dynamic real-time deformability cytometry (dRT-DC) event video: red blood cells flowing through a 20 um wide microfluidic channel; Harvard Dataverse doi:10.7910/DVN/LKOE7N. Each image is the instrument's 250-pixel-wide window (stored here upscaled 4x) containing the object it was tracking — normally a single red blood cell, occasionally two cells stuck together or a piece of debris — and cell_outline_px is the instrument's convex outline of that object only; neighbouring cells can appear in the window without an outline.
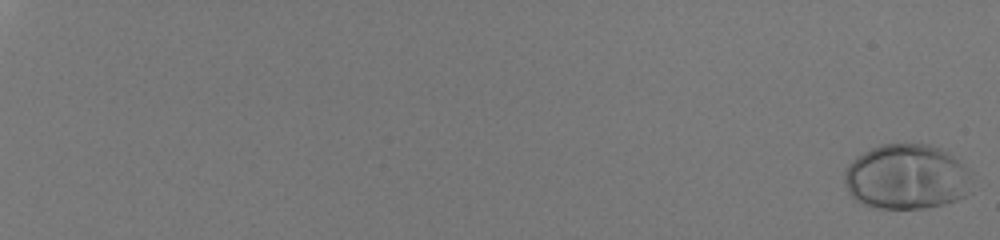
{"species": "human", "species_latin": "Homo sapiens", "temperature_condition": "room temperature", "stored_images_in_passage": 53, "camera_frame_rate_fps": 3000, "um_per_image_px": 0.085, "donor": {"sex": "male"}, "frame": {"image": 1, "passage_image": 1, "time_ms": 0.0, "image_size_px": [1000, 240], "cell_outline_px": [[972, 192], [956, 200], [944, 204], [924, 208], [876, 208], [864, 204], [856, 200], [848, 192], [844, 180], [844, 172], [848, 164], [856, 156], [880, 144], [928, 144], [940, 148], [948, 152], [968, 168]], "centroid_in_image_um": [77.06, 15.03], "position_along_channel_um": 7.9, "area_um2": 48.61}}
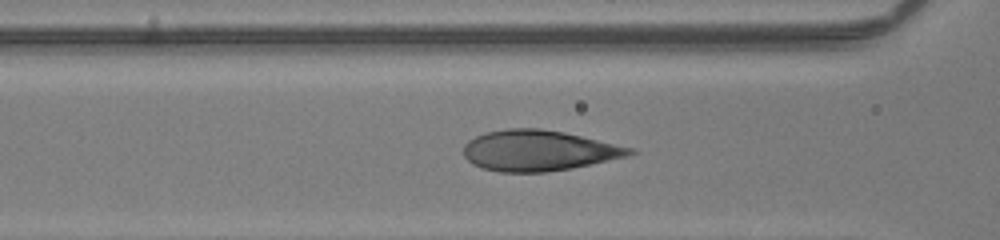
{"frame": {"image": 2, "passage_image": 31, "time_ms": 10.0, "image_size_px": [1000, 240], "cell_outline_px": [[636, 152], [628, 156], [572, 168], [544, 172], [500, 172], [484, 168], [472, 164], [464, 156], [464, 144], [468, 140], [484, 132], [508, 128], [540, 128], [564, 132], [636, 148]], "centroid_in_image_um": [45.79, 12.79], "position_along_channel_um": 120.8, "area_um2": 39.48}}
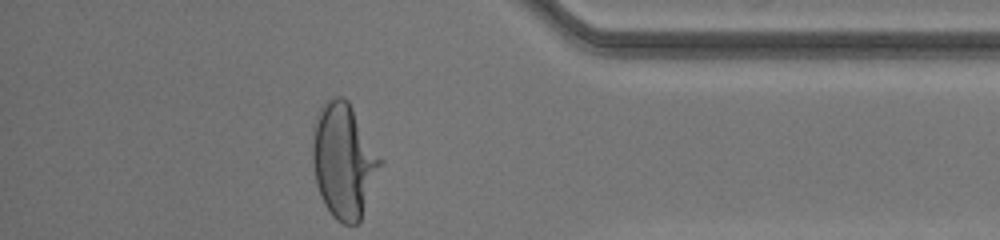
{"frame": {"image": 3, "passage_image": 53, "time_ms": 17.333, "image_size_px": [1000, 240], "cell_outline_px": [[384, 164], [360, 220], [356, 224], [344, 224], [336, 220], [332, 216], [324, 204], [320, 196], [316, 184], [312, 160], [312, 124], [320, 108], [328, 100], [336, 96], [344, 96], [348, 100], [384, 160]], "centroid_in_image_um": [29.23, 13.65], "position_along_channel_um": 406.0, "area_um2": 46.07}}